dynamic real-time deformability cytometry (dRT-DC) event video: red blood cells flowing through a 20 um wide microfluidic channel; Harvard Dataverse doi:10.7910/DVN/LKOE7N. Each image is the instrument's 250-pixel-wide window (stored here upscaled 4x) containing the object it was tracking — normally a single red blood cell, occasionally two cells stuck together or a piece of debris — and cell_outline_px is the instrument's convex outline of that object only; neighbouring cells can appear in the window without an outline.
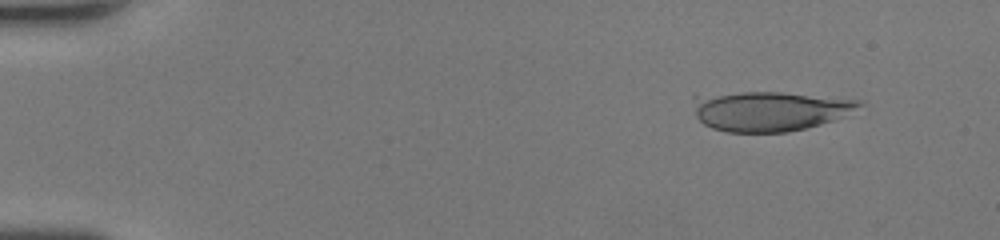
{"species": "human", "species_latin": "Homo sapiens", "temperature_condition": "room temperature", "stored_images_in_passage": 46, "camera_frame_rate_fps": 3000, "um_per_image_px": 0.085, "donor": {"sex": "female"}, "frame": {"image": 1, "passage_image": 3, "time_ms": 0.667, "image_size_px": [1000, 240], "cell_outline_px": [[864, 104], [832, 120], [820, 124], [788, 132], [728, 132], [712, 128], [704, 124], [696, 116], [692, 96], [740, 92], [780, 92], [860, 100]], "centroid_in_image_um": [65.34, 9.43], "position_along_channel_um": 19.7, "area_um2": 37.97}}
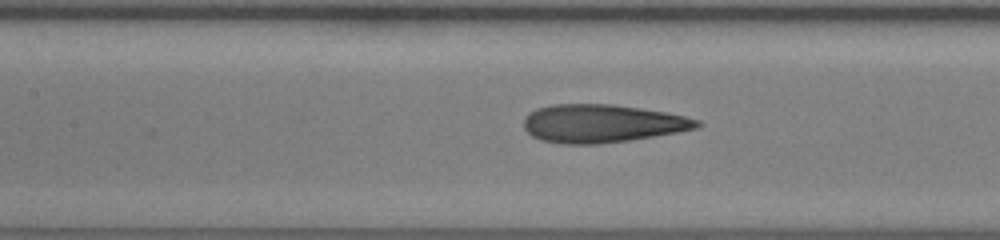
{"frame": {"image": 2, "passage_image": 21, "time_ms": 6.667, "image_size_px": [1000, 240], "cell_outline_px": [[700, 124], [696, 128], [676, 132], [628, 140], [596, 144], [564, 144], [540, 140], [532, 136], [524, 128], [524, 116], [528, 112], [536, 108], [552, 104], [612, 104], [640, 108], [664, 112], [684, 116], [700, 120]], "centroid_in_image_um": [51.1, 10.49], "position_along_channel_um": 156.3, "area_um2": 38.32}}
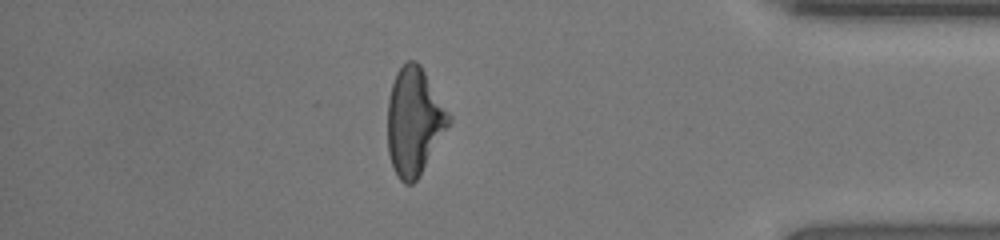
{"frame": {"image": 3, "passage_image": 40, "time_ms": 13.0, "image_size_px": [1000, 240], "cell_outline_px": [[452, 120], [416, 180], [412, 184], [404, 184], [400, 180], [392, 164], [388, 152], [388, 100], [392, 84], [396, 72], [408, 60], [416, 60], [420, 64], [452, 116]], "centroid_in_image_um": [35.21, 10.29], "position_along_channel_um": 400.0, "area_um2": 37.97}, "authors_computed_cell_mechanics": {"area_um2": 38.0324, "velocity_mm_per_s": 4.3295, "shape_relaxation_time_tau1_ms": 6.2981, "shape_relaxation_time_tau2_ms": 1.4675, "deformation_change_tau1": 0.2164, "deformation_change_tau2": 0.1007}}